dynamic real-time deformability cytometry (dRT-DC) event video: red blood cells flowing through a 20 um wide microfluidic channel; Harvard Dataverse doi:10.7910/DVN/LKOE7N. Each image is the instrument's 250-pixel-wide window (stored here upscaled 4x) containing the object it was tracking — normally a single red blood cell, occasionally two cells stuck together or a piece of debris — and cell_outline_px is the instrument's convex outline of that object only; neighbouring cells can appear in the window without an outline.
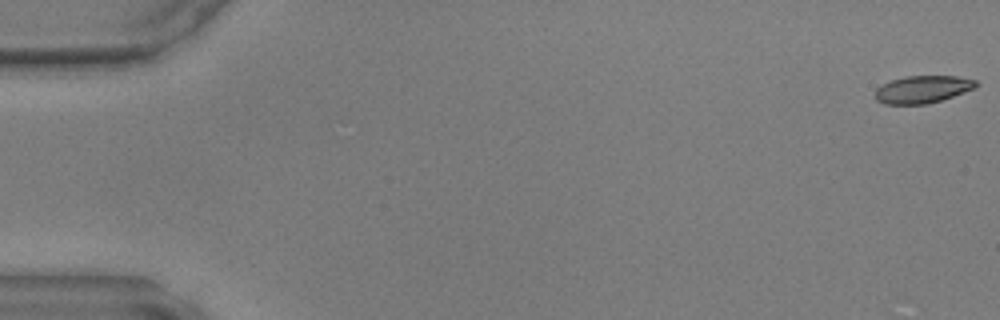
{"species": "common noctule bat (a hibernating species)", "species_latin": "Nyctalus noctula", "temperature_condition": "warm", "stored_images_in_passage": 48, "camera_frame_rate_fps": 3000, "um_per_image_px": 0.085, "animal": {"sex": "male", "body_mass_g": 17.9, "forearm_length_mm": 54.2}, "frame": {"image": 1, "passage_image": 1, "time_ms": 0.0, "image_size_px": [1000, 320], "cell_outline_px": [[980, 84], [976, 88], [928, 104], [884, 104], [876, 100], [876, 88], [892, 80], [904, 76], [956, 76], [976, 80]], "centroid_in_image_um": [78.44, 7.59], "position_along_channel_um": 6.6, "area_um2": 16.07}}
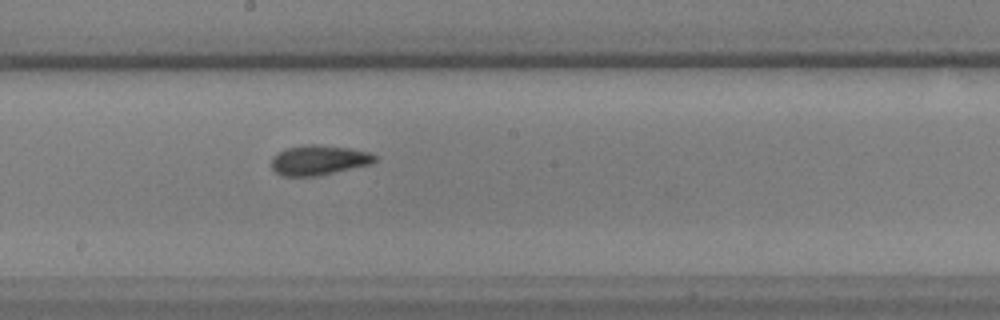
{"frame": {"image": 2, "passage_image": 27, "time_ms": 8.667, "image_size_px": [1000, 320], "cell_outline_px": [[376, 160], [372, 164], [320, 176], [280, 176], [272, 168], [272, 156], [288, 148], [308, 144], [316, 144], [352, 148], [368, 152], [376, 156]], "centroid_in_image_um": [27.12, 13.62], "position_along_channel_um": 221.1, "area_um2": 18.15}}
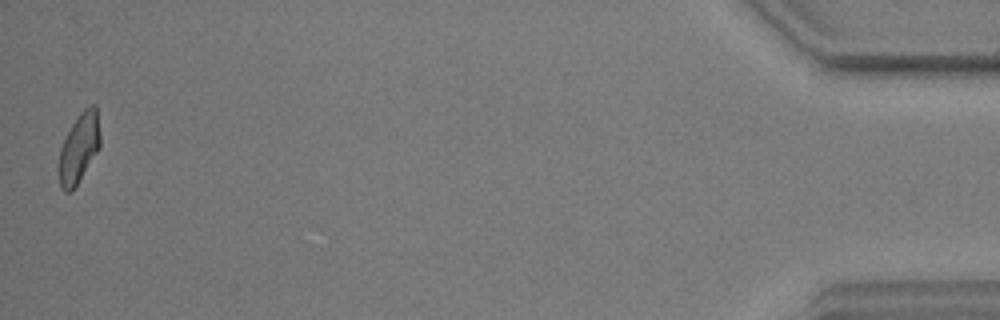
{"frame": {"image": 3, "passage_image": 48, "time_ms": 15.667, "image_size_px": [1000, 320], "cell_outline_px": [[100, 148], [72, 192], [64, 192], [60, 188], [60, 148], [72, 124], [80, 112], [84, 108], [92, 104], [96, 104], [100, 132]], "centroid_in_image_um": [6.75, 12.57], "position_along_channel_um": 428.5, "area_um2": 16.65}}